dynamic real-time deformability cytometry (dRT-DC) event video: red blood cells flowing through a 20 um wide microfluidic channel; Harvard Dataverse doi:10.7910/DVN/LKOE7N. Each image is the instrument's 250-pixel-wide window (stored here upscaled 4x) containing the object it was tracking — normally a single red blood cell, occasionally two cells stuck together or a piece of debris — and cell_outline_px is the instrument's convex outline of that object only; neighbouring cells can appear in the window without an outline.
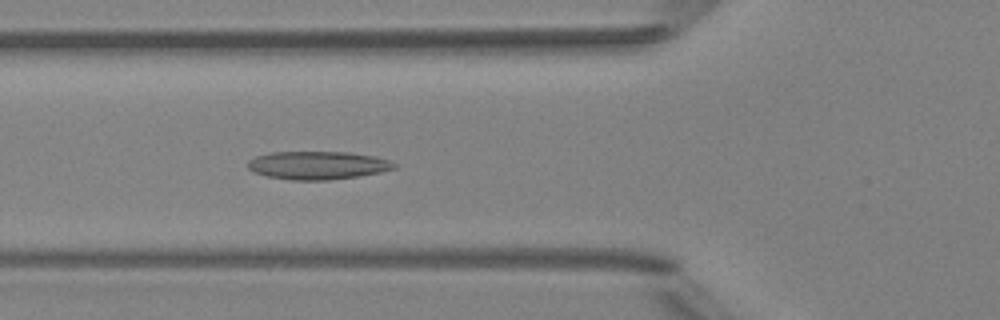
{"species": "Egyptian fruit bat (a non-hibernating species)", "species_latin": "Rousettus aegyptiacus", "temperature_condition": "room temperature", "stored_images_in_passage": 4, "camera_frame_rate_fps": 3000, "um_per_image_px": 0.085, "animal": {"sex": "female"}, "frame": {"image": 1, "passage_image": 4, "time_ms": 4.0, "image_size_px": [1000, 320], "cell_outline_px": [[396, 168], [380, 172], [356, 176], [328, 180], [292, 180], [268, 176], [252, 172], [248, 168], [248, 160], [256, 156], [272, 152], [348, 152], [372, 156], [388, 160], [396, 164]], "centroid_in_image_um": [26.97, 14.05], "position_along_channel_um": 98.8, "area_um2": 23.81}}